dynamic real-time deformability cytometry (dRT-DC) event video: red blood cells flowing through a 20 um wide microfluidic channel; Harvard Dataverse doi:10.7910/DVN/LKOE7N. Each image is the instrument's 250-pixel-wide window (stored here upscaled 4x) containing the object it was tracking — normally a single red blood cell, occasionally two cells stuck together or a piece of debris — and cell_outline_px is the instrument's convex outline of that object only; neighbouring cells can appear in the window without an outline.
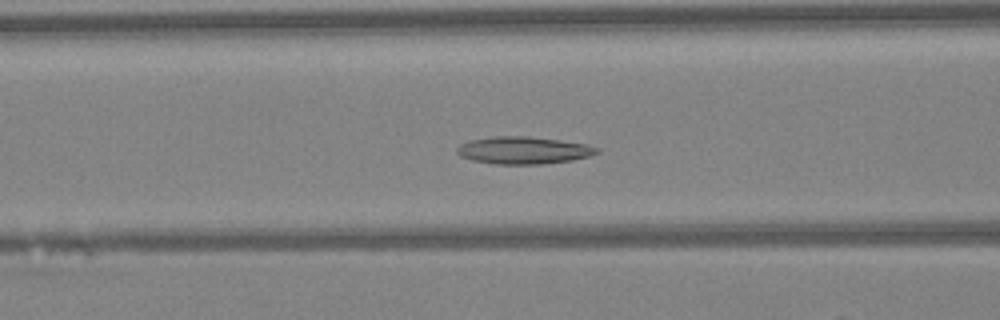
{"species": "Egyptian fruit bat (a non-hibernating species)", "species_latin": "Rousettus aegyptiacus", "temperature_condition": "warm", "stored_images_in_passage": 46, "camera_frame_rate_fps": 3000, "um_per_image_px": 0.085, "animal": {"sex": "female"}, "frame": {"image": 1, "passage_image": 18, "time_ms": 5.667, "image_size_px": [1000, 320], "cell_outline_px": [[600, 152], [588, 156], [572, 160], [544, 164], [496, 164], [472, 160], [460, 156], [456, 152], [456, 148], [460, 144], [472, 140], [492, 136], [528, 136], [560, 140], [584, 144], [600, 148]], "centroid_in_image_um": [44.49, 12.77], "position_along_channel_um": 122.1, "area_um2": 22.25}}
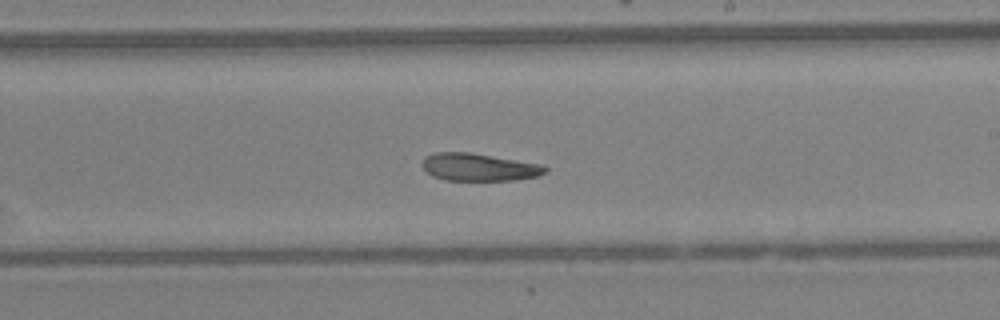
{"frame": {"image": 2, "passage_image": 27, "time_ms": 8.667, "image_size_px": [1000, 320], "cell_outline_px": [[548, 172], [536, 176], [516, 180], [444, 180], [432, 176], [420, 164], [424, 156], [436, 152], [468, 152], [540, 164], [548, 168]], "centroid_in_image_um": [40.67, 14.21], "position_along_channel_um": 248.3, "area_um2": 19.71}}
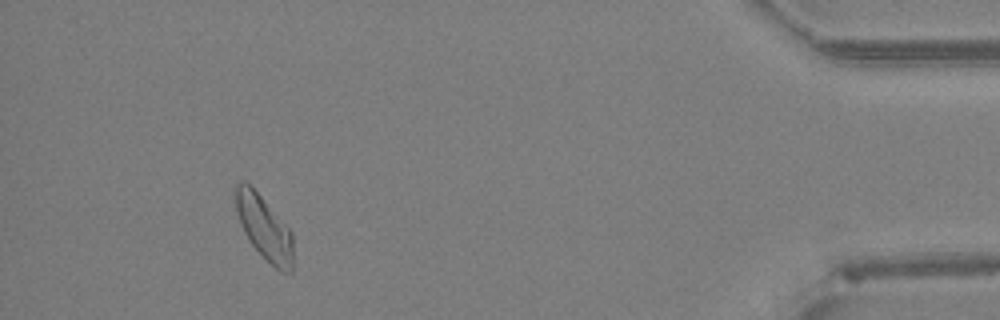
{"frame": {"image": 3, "passage_image": 43, "time_ms": 14.0, "image_size_px": [1000, 320], "cell_outline_px": [[292, 272], [280, 272], [248, 240], [240, 224], [236, 208], [236, 184], [244, 180], [260, 196], [292, 232]], "centroid_in_image_um": [22.46, 19.37], "position_along_channel_um": 412.7, "area_um2": 20.69}, "authors_computed_cell_mechanics": {"area_um2": 21.386, "velocity_mm_per_s": 4.246, "shape_relaxation_time_tau1_ms": null, "shape_relaxation_time_tau2_ms": 5.967, "deformation_change_tau1": null, "deformation_change_tau2": 0.1413}}